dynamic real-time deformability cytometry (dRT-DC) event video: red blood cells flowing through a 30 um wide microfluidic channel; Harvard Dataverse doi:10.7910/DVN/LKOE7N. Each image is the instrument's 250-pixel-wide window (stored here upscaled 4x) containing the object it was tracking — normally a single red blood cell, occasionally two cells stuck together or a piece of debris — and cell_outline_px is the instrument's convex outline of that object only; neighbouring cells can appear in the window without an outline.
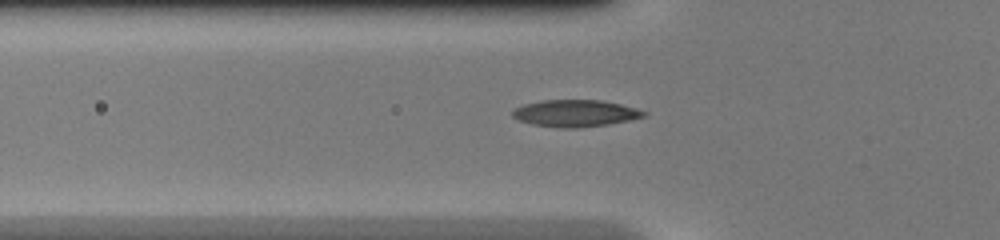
{"species": "common noctule bat (a hibernating species)", "species_latin": "Nyctalus noctula", "temperature_condition": "warm", "stored_images_in_passage": 2, "camera_frame_rate_fps": 3000, "um_per_image_px": 0.085, "animal": {"sex": "female", "body_mass_g": 20.0, "forearm_length_mm": 54.0}, "frame": {"image": 1, "passage_image": 2, "time_ms": 0.333, "image_size_px": [1000, 240], "cell_outline_px": [[648, 116], [632, 120], [608, 124], [576, 128], [560, 128], [532, 124], [520, 120], [512, 116], [512, 112], [516, 108], [524, 104], [540, 100], [600, 100], [620, 104], [636, 108], [648, 112]], "centroid_in_image_um": [48.95, 9.63], "position_along_channel_um": 76.9, "area_um2": 20.63}}